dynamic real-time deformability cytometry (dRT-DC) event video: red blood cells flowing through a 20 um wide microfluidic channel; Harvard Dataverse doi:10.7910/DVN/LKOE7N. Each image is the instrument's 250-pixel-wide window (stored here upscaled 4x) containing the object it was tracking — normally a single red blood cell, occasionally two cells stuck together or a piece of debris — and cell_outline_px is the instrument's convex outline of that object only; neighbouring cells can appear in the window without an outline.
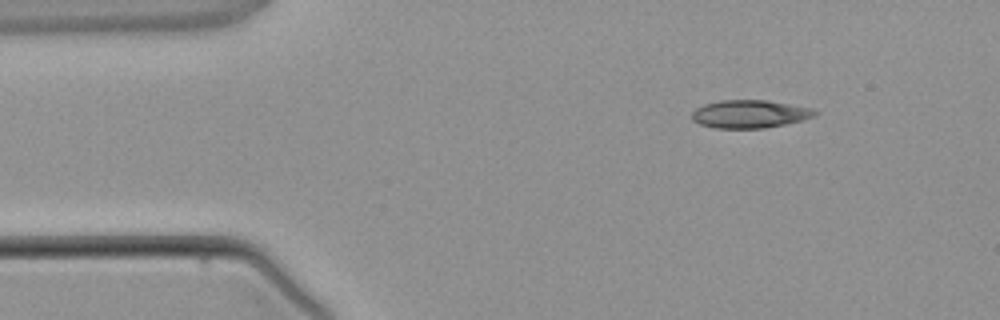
{"species": "common noctule bat (a hibernating species)", "species_latin": "Nyctalus noctula", "temperature_condition": "warm", "stored_images_in_passage": 3, "camera_frame_rate_fps": 3000, "um_per_image_px": 0.085, "animal": {"sex": "male", "body_mass_g": 21.5, "forearm_length_mm": 52.0}, "frame": {"image": 1, "passage_image": 1, "time_ms": 0.0, "image_size_px": [1000, 320], "cell_outline_px": [[820, 112], [816, 116], [804, 120], [764, 128], [712, 128], [700, 124], [692, 120], [692, 112], [696, 108], [704, 104], [720, 100], [768, 100], [812, 108]], "centroid_in_image_um": [63.75, 9.69], "position_along_channel_um": 21.3, "area_um2": 20.23}}